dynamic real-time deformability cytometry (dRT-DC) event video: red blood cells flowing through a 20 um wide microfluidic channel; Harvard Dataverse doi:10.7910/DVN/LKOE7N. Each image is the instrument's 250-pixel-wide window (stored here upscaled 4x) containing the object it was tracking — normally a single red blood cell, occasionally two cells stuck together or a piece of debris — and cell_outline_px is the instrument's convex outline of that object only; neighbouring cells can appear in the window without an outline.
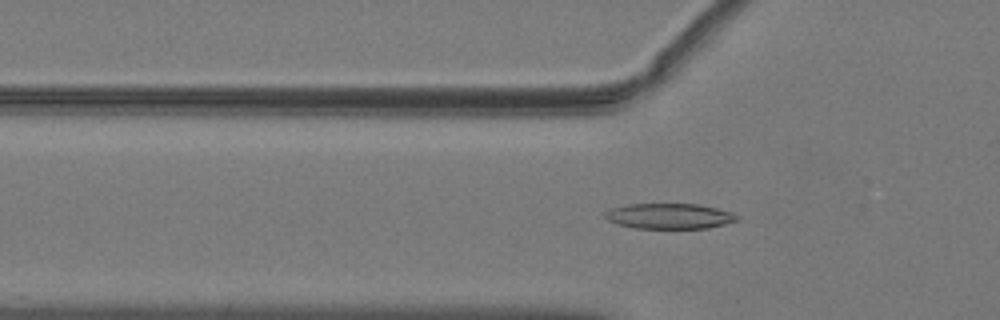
{"species": "common noctule bat (a hibernating species)", "species_latin": "Nyctalus noctula", "temperature_condition": "warm", "stored_images_in_passage": 45, "camera_frame_rate_fps": 3000, "um_per_image_px": 0.085, "animal": {"sex": "male", "body_mass_g": 19.2, "forearm_length_mm": 51.8}, "frame": {"image": 1, "passage_image": 11, "time_ms": 3.333, "image_size_px": [1000, 320], "cell_outline_px": [[740, 220], [708, 228], [632, 228], [616, 224], [608, 220], [604, 216], [604, 212], [612, 208], [624, 204], [700, 204], [732, 212], [740, 216]], "centroid_in_image_um": [56.9, 18.37], "position_along_channel_um": 68.9, "area_um2": 19.77}}
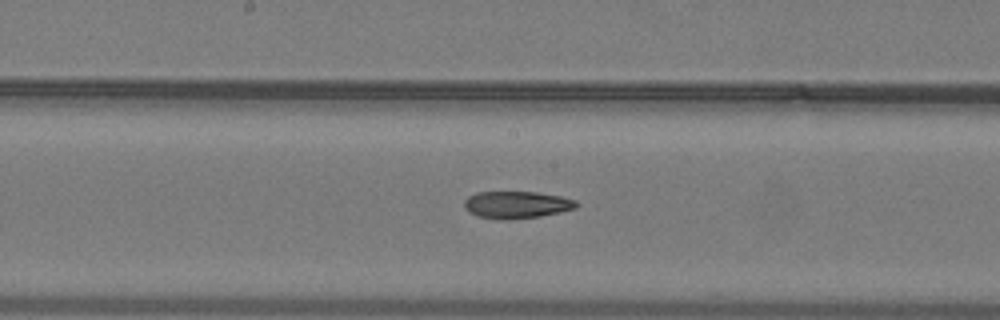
{"frame": {"image": 2, "passage_image": 21, "time_ms": 6.667, "image_size_px": [1000, 320], "cell_outline_px": [[580, 204], [576, 208], [560, 212], [540, 216], [480, 216], [468, 212], [464, 208], [464, 200], [468, 196], [476, 192], [536, 192], [560, 196], [576, 200]], "centroid_in_image_um": [43.95, 17.34], "position_along_channel_um": 204.2, "area_um2": 16.88}}
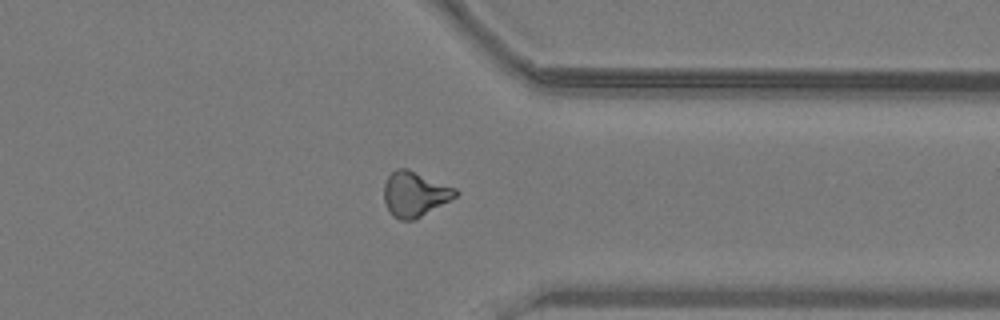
{"frame": {"image": 3, "passage_image": 34, "time_ms": 11.0, "image_size_px": [1000, 320], "cell_outline_px": [[460, 192], [456, 196], [420, 216], [412, 220], [400, 220], [392, 216], [388, 212], [384, 200], [384, 184], [388, 176], [396, 168], [404, 168], [456, 188]], "centroid_in_image_um": [35.21, 16.5], "position_along_channel_um": 376.2, "area_um2": 18.38}, "authors_computed_cell_mechanics": {"area_um2": 18.3226, "velocity_mm_per_s": 4.0571, "shape_relaxation_time_tau1_ms": null, "shape_relaxation_time_tau2_ms": 7.2434, "deformation_change_tau1": null, "deformation_change_tau2": 0.1521}}